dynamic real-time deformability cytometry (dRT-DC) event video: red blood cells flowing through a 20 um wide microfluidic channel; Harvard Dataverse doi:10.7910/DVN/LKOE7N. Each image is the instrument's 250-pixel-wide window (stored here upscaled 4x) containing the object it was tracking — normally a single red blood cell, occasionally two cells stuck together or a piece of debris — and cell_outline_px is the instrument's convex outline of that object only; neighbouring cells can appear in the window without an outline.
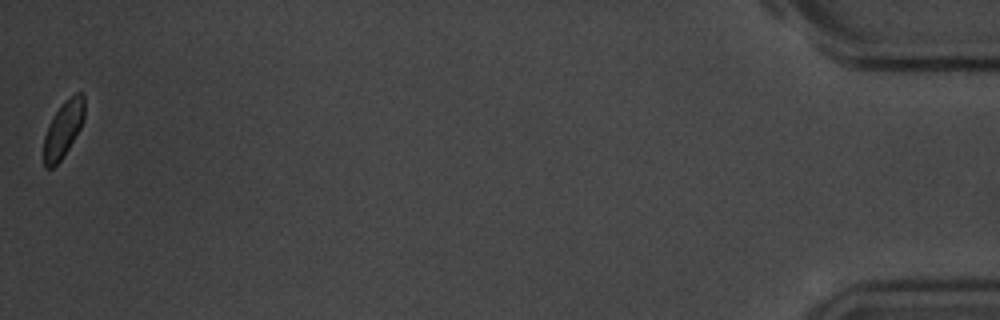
{"species": "common noctule bat (a hibernating species)", "species_latin": "Nyctalus noctula", "temperature_condition": "room temperature", "stored_images_in_passage": 13, "camera_frame_rate_fps": 3000, "um_per_image_px": 0.085, "animal": {"sex": "male", "body_mass_g": 20.1, "forearm_length_mm": 53.5}, "frame": {"image": 1, "passage_image": 13, "time_ms": 15.0, "image_size_px": [1000, 320], "cell_outline_px": [[84, 120], [80, 128], [68, 148], [60, 160], [52, 168], [44, 168], [44, 136], [60, 104], [76, 92], [84, 92]], "centroid_in_image_um": [5.4, 10.95], "position_along_channel_um": 429.8, "area_um2": 13.12}, "authors_computed_cell_mechanics": {"area_um2": 16.9354, "velocity_mm_per_s": 3.459, "shape_relaxation_time_tau1_ms": 6.3058, "shape_relaxation_time_tau2_ms": 1.1964, "deformation_change_tau1": 0.2372, "deformation_change_tau2": 0.0533}}